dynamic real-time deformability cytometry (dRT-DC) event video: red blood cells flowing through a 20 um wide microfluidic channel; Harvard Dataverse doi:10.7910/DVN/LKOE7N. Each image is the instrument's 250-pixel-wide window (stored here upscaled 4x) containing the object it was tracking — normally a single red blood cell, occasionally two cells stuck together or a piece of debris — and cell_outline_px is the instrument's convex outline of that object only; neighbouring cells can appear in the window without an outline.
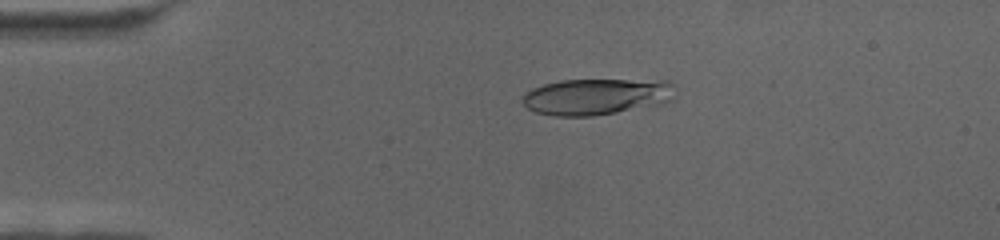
{"species": "human", "species_latin": "Homo sapiens", "temperature_condition": "cold", "stored_images_in_passage": 67, "camera_frame_rate_fps": 3000, "um_per_image_px": 0.085, "donor": {"sex": "female"}, "frame": {"image": 1, "passage_image": 14, "time_ms": 4.333, "image_size_px": [1000, 240], "cell_outline_px": [[676, 84], [668, 100], [660, 104], [616, 112], [592, 116], [556, 116], [536, 112], [528, 108], [520, 100], [532, 88], [544, 84], [560, 80], [668, 80]], "centroid_in_image_um": [50.68, 8.2], "position_along_channel_um": 34.3, "area_um2": 32.08}}
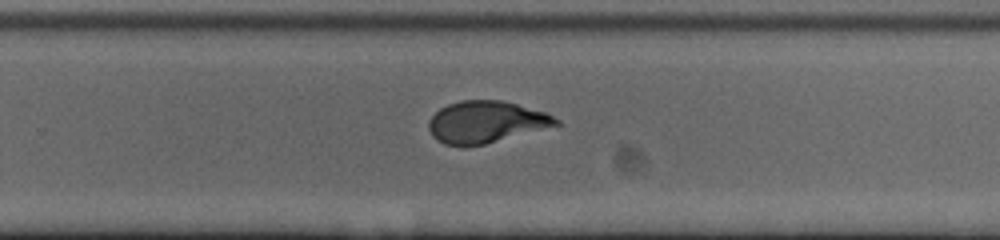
{"frame": {"image": 2, "passage_image": 44, "time_ms": 14.333, "image_size_px": [1000, 240], "cell_outline_px": [[560, 124], [484, 144], [444, 144], [436, 140], [432, 136], [428, 128], [428, 120], [440, 108], [448, 104], [460, 100], [500, 100], [516, 104], [544, 112], [560, 120]], "centroid_in_image_um": [41.26, 10.35], "position_along_channel_um": 288.5, "area_um2": 30.4}}
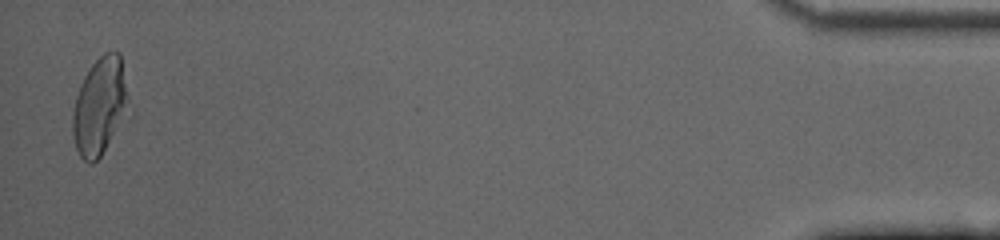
{"frame": {"image": 3, "passage_image": 66, "time_ms": 21.667, "image_size_px": [1000, 240], "cell_outline_px": [[128, 100], [124, 112], [100, 156], [92, 164], [88, 164], [80, 156], [76, 148], [72, 136], [72, 112], [76, 96], [80, 84], [84, 76], [92, 64], [104, 52], [120, 52], [128, 96]], "centroid_in_image_um": [8.41, 8.99], "position_along_channel_um": 426.8, "area_um2": 30.75}}